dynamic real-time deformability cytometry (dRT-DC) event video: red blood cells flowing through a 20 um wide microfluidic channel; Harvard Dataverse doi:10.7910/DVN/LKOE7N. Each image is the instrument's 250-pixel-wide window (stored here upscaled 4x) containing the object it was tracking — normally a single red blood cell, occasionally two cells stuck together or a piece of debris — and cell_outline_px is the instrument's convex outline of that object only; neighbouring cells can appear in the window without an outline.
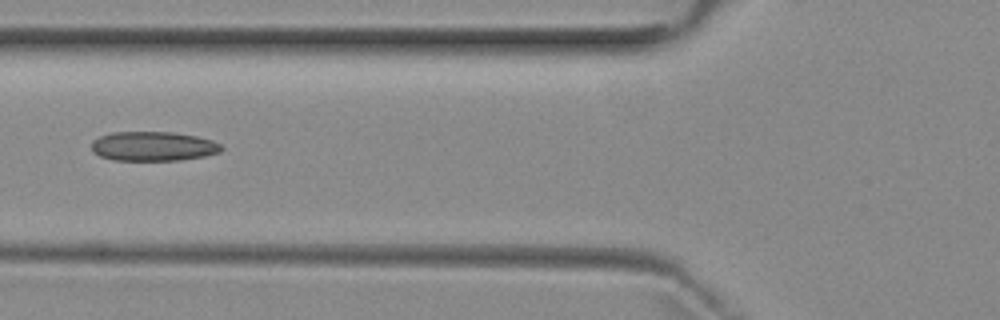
{"species": "common noctule bat (a hibernating species)", "species_latin": "Nyctalus noctula", "temperature_condition": "room temperature", "stored_images_in_passage": 2, "camera_frame_rate_fps": 3000, "um_per_image_px": 0.085, "animal": {"sex": "female", "body_mass_g": 29.2, "forearm_length_mm": 56.3}, "frame": {"image": 1, "passage_image": 2, "time_ms": 1.0, "image_size_px": [1000, 320], "cell_outline_px": [[224, 148], [220, 152], [204, 156], [180, 160], [112, 160], [100, 156], [92, 152], [92, 140], [100, 136], [112, 132], [172, 132], [196, 136], [212, 140], [220, 144]], "centroid_in_image_um": [13.01, 12.43], "position_along_channel_um": 112.8, "area_um2": 22.31}}